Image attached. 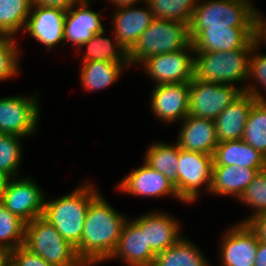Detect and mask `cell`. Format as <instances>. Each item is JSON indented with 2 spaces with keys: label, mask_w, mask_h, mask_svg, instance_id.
<instances>
[{
  "label": "cell",
  "mask_w": 266,
  "mask_h": 266,
  "mask_svg": "<svg viewBox=\"0 0 266 266\" xmlns=\"http://www.w3.org/2000/svg\"><path fill=\"white\" fill-rule=\"evenodd\" d=\"M121 259L126 266H153L156 253L147 244L146 230L133 220H126L122 227L116 250L110 259Z\"/></svg>",
  "instance_id": "obj_18"
},
{
  "label": "cell",
  "mask_w": 266,
  "mask_h": 266,
  "mask_svg": "<svg viewBox=\"0 0 266 266\" xmlns=\"http://www.w3.org/2000/svg\"><path fill=\"white\" fill-rule=\"evenodd\" d=\"M261 242H266V212L257 214L246 222Z\"/></svg>",
  "instance_id": "obj_38"
},
{
  "label": "cell",
  "mask_w": 266,
  "mask_h": 266,
  "mask_svg": "<svg viewBox=\"0 0 266 266\" xmlns=\"http://www.w3.org/2000/svg\"><path fill=\"white\" fill-rule=\"evenodd\" d=\"M213 163V155L179 148L176 192L183 203L195 202L204 184L210 191Z\"/></svg>",
  "instance_id": "obj_7"
},
{
  "label": "cell",
  "mask_w": 266,
  "mask_h": 266,
  "mask_svg": "<svg viewBox=\"0 0 266 266\" xmlns=\"http://www.w3.org/2000/svg\"><path fill=\"white\" fill-rule=\"evenodd\" d=\"M199 0H145L154 18L189 24Z\"/></svg>",
  "instance_id": "obj_31"
},
{
  "label": "cell",
  "mask_w": 266,
  "mask_h": 266,
  "mask_svg": "<svg viewBox=\"0 0 266 266\" xmlns=\"http://www.w3.org/2000/svg\"><path fill=\"white\" fill-rule=\"evenodd\" d=\"M238 200L240 203L252 208V214L246 220L240 221L242 223H246L257 214L266 212V169L259 171L255 175L252 183L245 189Z\"/></svg>",
  "instance_id": "obj_34"
},
{
  "label": "cell",
  "mask_w": 266,
  "mask_h": 266,
  "mask_svg": "<svg viewBox=\"0 0 266 266\" xmlns=\"http://www.w3.org/2000/svg\"><path fill=\"white\" fill-rule=\"evenodd\" d=\"M65 13L62 9L32 6L23 32L48 50L62 42L64 46Z\"/></svg>",
  "instance_id": "obj_16"
},
{
  "label": "cell",
  "mask_w": 266,
  "mask_h": 266,
  "mask_svg": "<svg viewBox=\"0 0 266 266\" xmlns=\"http://www.w3.org/2000/svg\"><path fill=\"white\" fill-rule=\"evenodd\" d=\"M242 93L243 86L193 78L190 82L188 115L214 120Z\"/></svg>",
  "instance_id": "obj_8"
},
{
  "label": "cell",
  "mask_w": 266,
  "mask_h": 266,
  "mask_svg": "<svg viewBox=\"0 0 266 266\" xmlns=\"http://www.w3.org/2000/svg\"><path fill=\"white\" fill-rule=\"evenodd\" d=\"M213 162V165L266 169V157L243 139L218 143L213 154Z\"/></svg>",
  "instance_id": "obj_24"
},
{
  "label": "cell",
  "mask_w": 266,
  "mask_h": 266,
  "mask_svg": "<svg viewBox=\"0 0 266 266\" xmlns=\"http://www.w3.org/2000/svg\"><path fill=\"white\" fill-rule=\"evenodd\" d=\"M259 239L247 223L229 227L220 242L221 266H254Z\"/></svg>",
  "instance_id": "obj_12"
},
{
  "label": "cell",
  "mask_w": 266,
  "mask_h": 266,
  "mask_svg": "<svg viewBox=\"0 0 266 266\" xmlns=\"http://www.w3.org/2000/svg\"><path fill=\"white\" fill-rule=\"evenodd\" d=\"M14 37L0 35V81L16 77L19 71L20 52Z\"/></svg>",
  "instance_id": "obj_35"
},
{
  "label": "cell",
  "mask_w": 266,
  "mask_h": 266,
  "mask_svg": "<svg viewBox=\"0 0 266 266\" xmlns=\"http://www.w3.org/2000/svg\"><path fill=\"white\" fill-rule=\"evenodd\" d=\"M192 55H191V54ZM193 44L171 53L155 54L140 64L154 85L190 83L194 78Z\"/></svg>",
  "instance_id": "obj_9"
},
{
  "label": "cell",
  "mask_w": 266,
  "mask_h": 266,
  "mask_svg": "<svg viewBox=\"0 0 266 266\" xmlns=\"http://www.w3.org/2000/svg\"><path fill=\"white\" fill-rule=\"evenodd\" d=\"M182 121L176 140L179 148L213 155L218 144L214 120L188 115Z\"/></svg>",
  "instance_id": "obj_21"
},
{
  "label": "cell",
  "mask_w": 266,
  "mask_h": 266,
  "mask_svg": "<svg viewBox=\"0 0 266 266\" xmlns=\"http://www.w3.org/2000/svg\"><path fill=\"white\" fill-rule=\"evenodd\" d=\"M130 63H116L109 61L82 62L80 81L84 90L99 91L111 86L122 75L125 67ZM124 67V68H123Z\"/></svg>",
  "instance_id": "obj_25"
},
{
  "label": "cell",
  "mask_w": 266,
  "mask_h": 266,
  "mask_svg": "<svg viewBox=\"0 0 266 266\" xmlns=\"http://www.w3.org/2000/svg\"><path fill=\"white\" fill-rule=\"evenodd\" d=\"M0 266H10V251L0 249Z\"/></svg>",
  "instance_id": "obj_44"
},
{
  "label": "cell",
  "mask_w": 266,
  "mask_h": 266,
  "mask_svg": "<svg viewBox=\"0 0 266 266\" xmlns=\"http://www.w3.org/2000/svg\"><path fill=\"white\" fill-rule=\"evenodd\" d=\"M37 95L0 98V134L25 138L36 133L40 123V105Z\"/></svg>",
  "instance_id": "obj_10"
},
{
  "label": "cell",
  "mask_w": 266,
  "mask_h": 266,
  "mask_svg": "<svg viewBox=\"0 0 266 266\" xmlns=\"http://www.w3.org/2000/svg\"><path fill=\"white\" fill-rule=\"evenodd\" d=\"M136 5L115 8L113 14V29L120 45L129 53L141 34L151 25L154 16L148 5L135 8Z\"/></svg>",
  "instance_id": "obj_20"
},
{
  "label": "cell",
  "mask_w": 266,
  "mask_h": 266,
  "mask_svg": "<svg viewBox=\"0 0 266 266\" xmlns=\"http://www.w3.org/2000/svg\"><path fill=\"white\" fill-rule=\"evenodd\" d=\"M94 0H80L65 13L64 17V45L73 43L79 48L89 41L94 34L104 30L100 12L90 9V3ZM78 7V8H75Z\"/></svg>",
  "instance_id": "obj_17"
},
{
  "label": "cell",
  "mask_w": 266,
  "mask_h": 266,
  "mask_svg": "<svg viewBox=\"0 0 266 266\" xmlns=\"http://www.w3.org/2000/svg\"><path fill=\"white\" fill-rule=\"evenodd\" d=\"M254 266H266V242L259 241Z\"/></svg>",
  "instance_id": "obj_41"
},
{
  "label": "cell",
  "mask_w": 266,
  "mask_h": 266,
  "mask_svg": "<svg viewBox=\"0 0 266 266\" xmlns=\"http://www.w3.org/2000/svg\"><path fill=\"white\" fill-rule=\"evenodd\" d=\"M10 266H53L41 256L33 254L26 247L20 246L10 251Z\"/></svg>",
  "instance_id": "obj_37"
},
{
  "label": "cell",
  "mask_w": 266,
  "mask_h": 266,
  "mask_svg": "<svg viewBox=\"0 0 266 266\" xmlns=\"http://www.w3.org/2000/svg\"><path fill=\"white\" fill-rule=\"evenodd\" d=\"M250 1L199 0L188 24L191 41L210 27H255L256 8Z\"/></svg>",
  "instance_id": "obj_4"
},
{
  "label": "cell",
  "mask_w": 266,
  "mask_h": 266,
  "mask_svg": "<svg viewBox=\"0 0 266 266\" xmlns=\"http://www.w3.org/2000/svg\"><path fill=\"white\" fill-rule=\"evenodd\" d=\"M142 230H146L147 244L156 253L173 246L184 237L180 222L165 212H149L133 220Z\"/></svg>",
  "instance_id": "obj_19"
},
{
  "label": "cell",
  "mask_w": 266,
  "mask_h": 266,
  "mask_svg": "<svg viewBox=\"0 0 266 266\" xmlns=\"http://www.w3.org/2000/svg\"><path fill=\"white\" fill-rule=\"evenodd\" d=\"M103 30L94 34V36L79 48L85 47V53L82 56V62L88 61H109L116 63H130L127 51L120 45L117 37L113 34V39L105 37ZM104 36V37H103Z\"/></svg>",
  "instance_id": "obj_26"
},
{
  "label": "cell",
  "mask_w": 266,
  "mask_h": 266,
  "mask_svg": "<svg viewBox=\"0 0 266 266\" xmlns=\"http://www.w3.org/2000/svg\"><path fill=\"white\" fill-rule=\"evenodd\" d=\"M84 183L56 200L46 198L42 216L75 248L81 241L89 204L99 193L92 183Z\"/></svg>",
  "instance_id": "obj_3"
},
{
  "label": "cell",
  "mask_w": 266,
  "mask_h": 266,
  "mask_svg": "<svg viewBox=\"0 0 266 266\" xmlns=\"http://www.w3.org/2000/svg\"><path fill=\"white\" fill-rule=\"evenodd\" d=\"M243 140L266 157V100H257L252 105Z\"/></svg>",
  "instance_id": "obj_30"
},
{
  "label": "cell",
  "mask_w": 266,
  "mask_h": 266,
  "mask_svg": "<svg viewBox=\"0 0 266 266\" xmlns=\"http://www.w3.org/2000/svg\"><path fill=\"white\" fill-rule=\"evenodd\" d=\"M25 222L0 203V249L14 250L24 244Z\"/></svg>",
  "instance_id": "obj_32"
},
{
  "label": "cell",
  "mask_w": 266,
  "mask_h": 266,
  "mask_svg": "<svg viewBox=\"0 0 266 266\" xmlns=\"http://www.w3.org/2000/svg\"><path fill=\"white\" fill-rule=\"evenodd\" d=\"M142 0H110L109 2L114 5L115 8L119 7H125V6H131V5H136L137 2H140ZM145 3V0H143Z\"/></svg>",
  "instance_id": "obj_42"
},
{
  "label": "cell",
  "mask_w": 266,
  "mask_h": 266,
  "mask_svg": "<svg viewBox=\"0 0 266 266\" xmlns=\"http://www.w3.org/2000/svg\"><path fill=\"white\" fill-rule=\"evenodd\" d=\"M153 266H211L198 246L180 238L173 246L156 254Z\"/></svg>",
  "instance_id": "obj_27"
},
{
  "label": "cell",
  "mask_w": 266,
  "mask_h": 266,
  "mask_svg": "<svg viewBox=\"0 0 266 266\" xmlns=\"http://www.w3.org/2000/svg\"><path fill=\"white\" fill-rule=\"evenodd\" d=\"M145 152L144 162L171 180L176 189V171L179 160L178 144L175 142L173 146V144L156 142L150 145Z\"/></svg>",
  "instance_id": "obj_28"
},
{
  "label": "cell",
  "mask_w": 266,
  "mask_h": 266,
  "mask_svg": "<svg viewBox=\"0 0 266 266\" xmlns=\"http://www.w3.org/2000/svg\"><path fill=\"white\" fill-rule=\"evenodd\" d=\"M112 207L100 193L89 204L81 241L75 248L85 266L110 260L117 248L127 217Z\"/></svg>",
  "instance_id": "obj_1"
},
{
  "label": "cell",
  "mask_w": 266,
  "mask_h": 266,
  "mask_svg": "<svg viewBox=\"0 0 266 266\" xmlns=\"http://www.w3.org/2000/svg\"><path fill=\"white\" fill-rule=\"evenodd\" d=\"M251 50L252 48H241L229 51L195 52L194 78L234 86L244 81L246 85L241 83L243 92L257 100H266L262 95L264 93H260V90L247 80Z\"/></svg>",
  "instance_id": "obj_2"
},
{
  "label": "cell",
  "mask_w": 266,
  "mask_h": 266,
  "mask_svg": "<svg viewBox=\"0 0 266 266\" xmlns=\"http://www.w3.org/2000/svg\"><path fill=\"white\" fill-rule=\"evenodd\" d=\"M23 246L53 266H85L75 247L43 217L25 223Z\"/></svg>",
  "instance_id": "obj_6"
},
{
  "label": "cell",
  "mask_w": 266,
  "mask_h": 266,
  "mask_svg": "<svg viewBox=\"0 0 266 266\" xmlns=\"http://www.w3.org/2000/svg\"><path fill=\"white\" fill-rule=\"evenodd\" d=\"M264 169H251L240 166L213 165L209 193L218 196H233L239 199L252 183L255 175Z\"/></svg>",
  "instance_id": "obj_23"
},
{
  "label": "cell",
  "mask_w": 266,
  "mask_h": 266,
  "mask_svg": "<svg viewBox=\"0 0 266 266\" xmlns=\"http://www.w3.org/2000/svg\"><path fill=\"white\" fill-rule=\"evenodd\" d=\"M191 44L187 23L154 18L128 53L130 66L155 54L171 53Z\"/></svg>",
  "instance_id": "obj_5"
},
{
  "label": "cell",
  "mask_w": 266,
  "mask_h": 266,
  "mask_svg": "<svg viewBox=\"0 0 266 266\" xmlns=\"http://www.w3.org/2000/svg\"><path fill=\"white\" fill-rule=\"evenodd\" d=\"M22 138L17 135L0 134V171L5 172L11 178H19L17 175L23 153L20 144Z\"/></svg>",
  "instance_id": "obj_33"
},
{
  "label": "cell",
  "mask_w": 266,
  "mask_h": 266,
  "mask_svg": "<svg viewBox=\"0 0 266 266\" xmlns=\"http://www.w3.org/2000/svg\"><path fill=\"white\" fill-rule=\"evenodd\" d=\"M190 83L155 85L151 93V112L167 124L188 116Z\"/></svg>",
  "instance_id": "obj_15"
},
{
  "label": "cell",
  "mask_w": 266,
  "mask_h": 266,
  "mask_svg": "<svg viewBox=\"0 0 266 266\" xmlns=\"http://www.w3.org/2000/svg\"><path fill=\"white\" fill-rule=\"evenodd\" d=\"M118 189L121 193L124 192L137 197L174 196L182 202L176 192L174 183L159 171L152 169L144 161L141 167L135 168L121 180Z\"/></svg>",
  "instance_id": "obj_14"
},
{
  "label": "cell",
  "mask_w": 266,
  "mask_h": 266,
  "mask_svg": "<svg viewBox=\"0 0 266 266\" xmlns=\"http://www.w3.org/2000/svg\"><path fill=\"white\" fill-rule=\"evenodd\" d=\"M261 15L262 13L256 9L255 38L259 45L266 44V18Z\"/></svg>",
  "instance_id": "obj_40"
},
{
  "label": "cell",
  "mask_w": 266,
  "mask_h": 266,
  "mask_svg": "<svg viewBox=\"0 0 266 266\" xmlns=\"http://www.w3.org/2000/svg\"><path fill=\"white\" fill-rule=\"evenodd\" d=\"M191 43L195 52H216L253 48L257 42L255 27H210L203 29Z\"/></svg>",
  "instance_id": "obj_13"
},
{
  "label": "cell",
  "mask_w": 266,
  "mask_h": 266,
  "mask_svg": "<svg viewBox=\"0 0 266 266\" xmlns=\"http://www.w3.org/2000/svg\"><path fill=\"white\" fill-rule=\"evenodd\" d=\"M259 44L256 43L250 53L249 57V67H248V78L247 80H252L266 90V54L256 53ZM255 79V80H253Z\"/></svg>",
  "instance_id": "obj_36"
},
{
  "label": "cell",
  "mask_w": 266,
  "mask_h": 266,
  "mask_svg": "<svg viewBox=\"0 0 266 266\" xmlns=\"http://www.w3.org/2000/svg\"><path fill=\"white\" fill-rule=\"evenodd\" d=\"M31 7L30 0H0V35L15 38L24 31Z\"/></svg>",
  "instance_id": "obj_29"
},
{
  "label": "cell",
  "mask_w": 266,
  "mask_h": 266,
  "mask_svg": "<svg viewBox=\"0 0 266 266\" xmlns=\"http://www.w3.org/2000/svg\"><path fill=\"white\" fill-rule=\"evenodd\" d=\"M43 189L32 180L23 177L10 178L0 203L25 223L43 216L45 196Z\"/></svg>",
  "instance_id": "obj_11"
},
{
  "label": "cell",
  "mask_w": 266,
  "mask_h": 266,
  "mask_svg": "<svg viewBox=\"0 0 266 266\" xmlns=\"http://www.w3.org/2000/svg\"><path fill=\"white\" fill-rule=\"evenodd\" d=\"M80 0H30L32 6H44L48 8L62 9L68 11Z\"/></svg>",
  "instance_id": "obj_39"
},
{
  "label": "cell",
  "mask_w": 266,
  "mask_h": 266,
  "mask_svg": "<svg viewBox=\"0 0 266 266\" xmlns=\"http://www.w3.org/2000/svg\"><path fill=\"white\" fill-rule=\"evenodd\" d=\"M257 99L243 92L214 119L218 143L243 139L245 124Z\"/></svg>",
  "instance_id": "obj_22"
},
{
  "label": "cell",
  "mask_w": 266,
  "mask_h": 266,
  "mask_svg": "<svg viewBox=\"0 0 266 266\" xmlns=\"http://www.w3.org/2000/svg\"><path fill=\"white\" fill-rule=\"evenodd\" d=\"M10 176L7 175L5 172L0 171V199L4 195V192L6 190L7 184L10 180Z\"/></svg>",
  "instance_id": "obj_43"
}]
</instances>
